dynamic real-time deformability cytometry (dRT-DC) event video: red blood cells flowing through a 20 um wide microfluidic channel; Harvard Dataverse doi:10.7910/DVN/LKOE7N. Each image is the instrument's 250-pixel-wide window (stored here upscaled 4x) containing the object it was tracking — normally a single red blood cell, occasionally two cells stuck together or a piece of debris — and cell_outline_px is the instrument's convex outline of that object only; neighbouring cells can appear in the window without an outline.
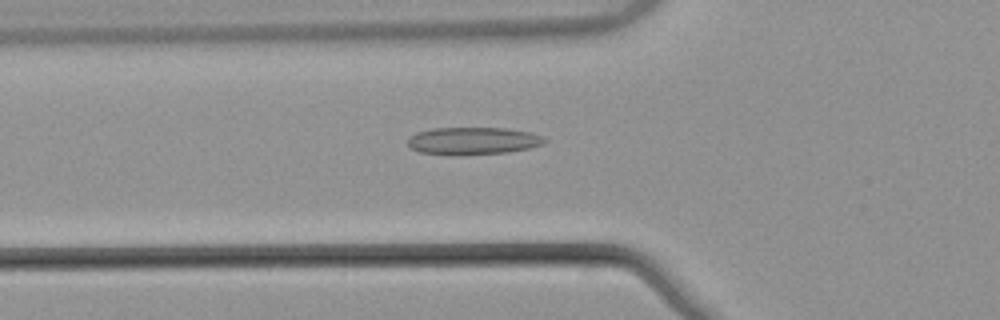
{"species": "common noctule bat (a hibernating species)", "species_latin": "Nyctalus noctula", "temperature_condition": "warm", "stored_images_in_passage": 49, "camera_frame_rate_fps": 3000, "um_per_image_px": 0.085, "animal": {"sex": "male", "body_mass_g": 21.5, "forearm_length_mm": 52.0}, "frame": {"image": 1, "passage_image": 19, "time_ms": 6.0, "image_size_px": [1000, 320], "cell_outline_px": [[544, 140], [540, 144], [528, 148], [508, 152], [460, 156], [448, 156], [420, 152], [412, 148], [408, 144], [408, 136], [416, 132], [432, 128], [508, 128], [528, 132], [540, 136]], "centroid_in_image_um": [40.09, 11.99], "position_along_channel_um": 85.7, "area_um2": 21.96}}
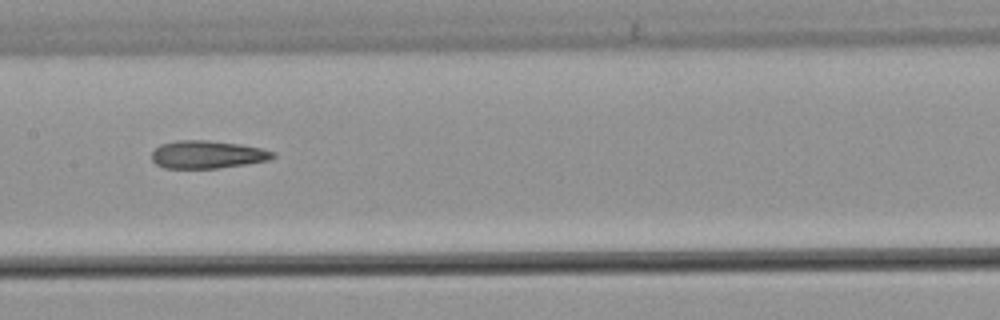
{"frame": {"image": 2, "passage_image": 27, "time_ms": 8.667, "image_size_px": [1000, 320], "cell_outline_px": [[276, 156], [268, 160], [244, 164], [216, 168], [164, 168], [156, 164], [152, 160], [152, 152], [160, 144], [176, 140], [208, 140], [240, 144], [260, 148], [276, 152]], "centroid_in_image_um": [17.61, 13.12], "position_along_channel_um": 189.8, "area_um2": 19.59}}
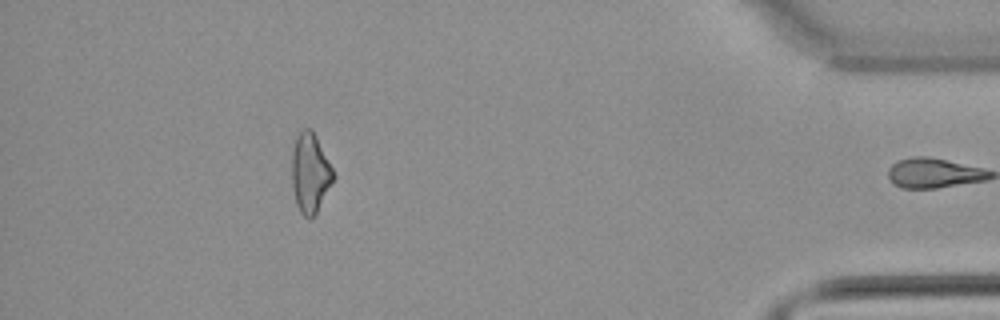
{"frame": {"image": 3, "passage_image": 48, "time_ms": 15.667, "image_size_px": [1000, 320], "cell_outline_px": [[336, 176], [316, 212], [312, 216], [304, 216], [300, 212], [296, 204], [292, 188], [292, 152], [296, 136], [304, 128], [312, 128]], "centroid_in_image_um": [26.35, 14.67], "position_along_channel_um": 408.8, "area_um2": 19.02}, "authors_computed_cell_mechanics": {"area_um2": 20.1144, "velocity_mm_per_s": 3.8825, "shape_relaxation_time_tau1_ms": null, "shape_relaxation_time_tau2_ms": 5.5877, "deformation_change_tau1": null, "deformation_change_tau2": 0.1656}}